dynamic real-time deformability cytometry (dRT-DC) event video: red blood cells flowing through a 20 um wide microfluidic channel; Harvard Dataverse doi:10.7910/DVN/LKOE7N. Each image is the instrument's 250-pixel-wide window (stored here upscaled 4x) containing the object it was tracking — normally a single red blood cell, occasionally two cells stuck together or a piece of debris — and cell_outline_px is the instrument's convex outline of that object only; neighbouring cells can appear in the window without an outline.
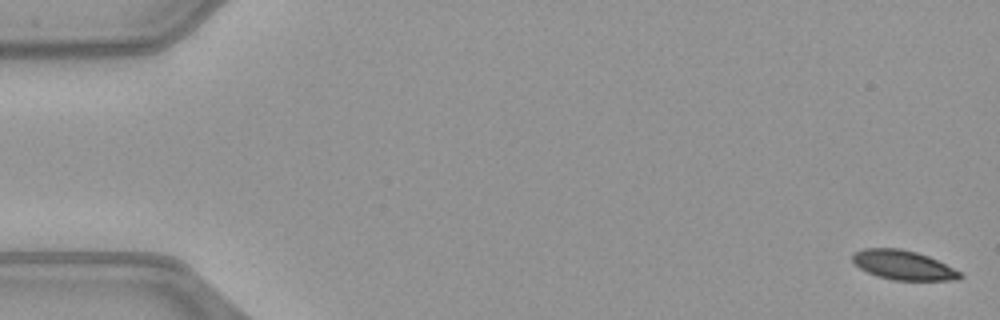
{"species": "common noctule bat (a hibernating species)", "species_latin": "Nyctalus noctula", "temperature_condition": "warm", "stored_images_in_passage": 51, "camera_frame_rate_fps": 3000, "um_per_image_px": 0.085, "animal": {"sex": "female", "body_mass_g": 21.9}, "frame": {"image": 1, "passage_image": 1, "time_ms": 0.0, "image_size_px": [1000, 320], "cell_outline_px": [[964, 276], [960, 280], [892, 280], [876, 276], [860, 268], [852, 260], [852, 252], [864, 248], [900, 248], [916, 252], [928, 256], [960, 272]], "centroid_in_image_um": [76.75, 22.53], "position_along_channel_um": 8.3, "area_um2": 18.38}}
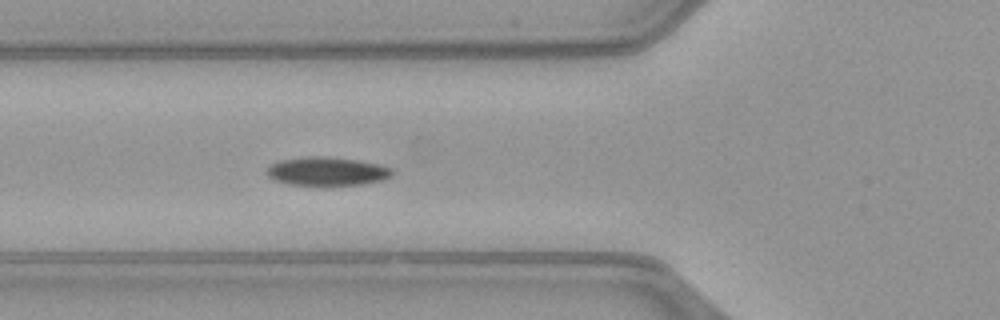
{"frame": {"image": 2, "passage_image": 19, "time_ms": 6.0, "image_size_px": [1000, 320], "cell_outline_px": [[396, 172], [392, 176], [384, 180], [360, 184], [328, 188], [288, 184], [272, 180], [264, 172], [272, 164], [280, 160], [308, 156], [328, 156], [360, 160], [380, 164], [392, 168]], "centroid_in_image_um": [27.82, 14.6], "position_along_channel_um": 98.0, "area_um2": 22.02}}
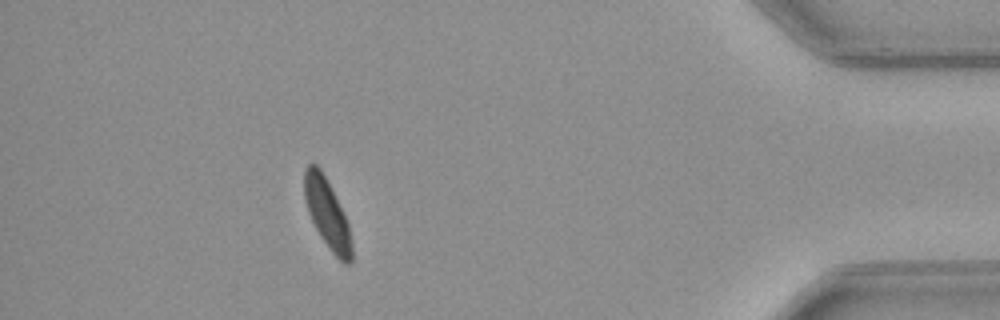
{"frame": {"image": 3, "passage_image": 46, "time_ms": 15.0, "image_size_px": [1000, 320], "cell_outline_px": [[352, 264], [344, 264], [332, 252], [320, 236], [308, 212], [304, 200], [304, 168], [308, 164], [316, 164], [320, 168], [344, 212], [348, 224], [352, 244]], "centroid_in_image_um": [27.81, 18.17], "position_along_channel_um": 407.4, "area_um2": 19.07}, "authors_computed_cell_mechanics": {"area_um2": 20.519, "velocity_mm_per_s": 4.0342, "shape_relaxation_time_tau1_ms": 4.6477, "shape_relaxation_time_tau2_ms": null, "deformation_change_tau1": 0.1285, "deformation_change_tau2": null}}